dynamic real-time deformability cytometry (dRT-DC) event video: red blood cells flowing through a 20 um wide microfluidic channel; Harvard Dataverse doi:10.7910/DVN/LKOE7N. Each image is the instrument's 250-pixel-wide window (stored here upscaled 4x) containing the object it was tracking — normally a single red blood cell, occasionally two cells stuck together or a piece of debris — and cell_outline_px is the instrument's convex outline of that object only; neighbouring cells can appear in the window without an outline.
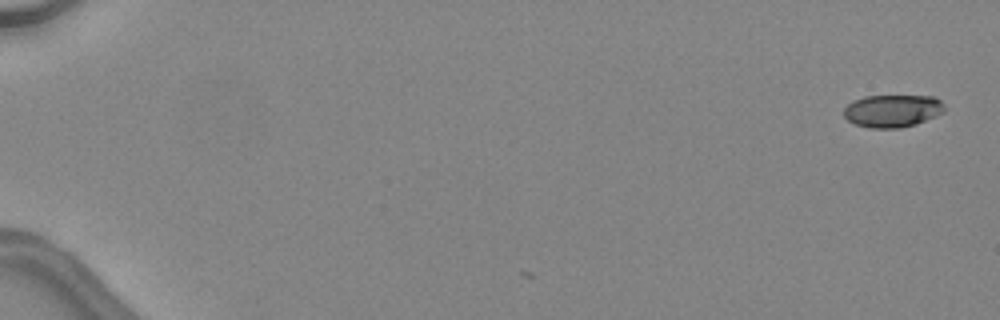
{"species": "common noctule bat (a hibernating species)", "species_latin": "Nyctalus noctula", "temperature_condition": "warm", "stored_images_in_passage": 2, "camera_frame_rate_fps": 3000, "um_per_image_px": 0.085, "animal": {"sex": "female", "body_mass_g": 24.6, "forearm_length_mm": 56.2}, "frame": {"image": 1, "passage_image": 2, "time_ms": 0.333, "image_size_px": [1000, 320], "cell_outline_px": [[944, 112], [936, 116], [916, 124], [900, 128], [868, 128], [856, 124], [848, 120], [844, 116], [844, 108], [852, 100], [864, 96], [932, 96], [940, 100], [944, 104]], "centroid_in_image_um": [75.85, 9.42], "position_along_channel_um": 9.1, "area_um2": 19.19}}